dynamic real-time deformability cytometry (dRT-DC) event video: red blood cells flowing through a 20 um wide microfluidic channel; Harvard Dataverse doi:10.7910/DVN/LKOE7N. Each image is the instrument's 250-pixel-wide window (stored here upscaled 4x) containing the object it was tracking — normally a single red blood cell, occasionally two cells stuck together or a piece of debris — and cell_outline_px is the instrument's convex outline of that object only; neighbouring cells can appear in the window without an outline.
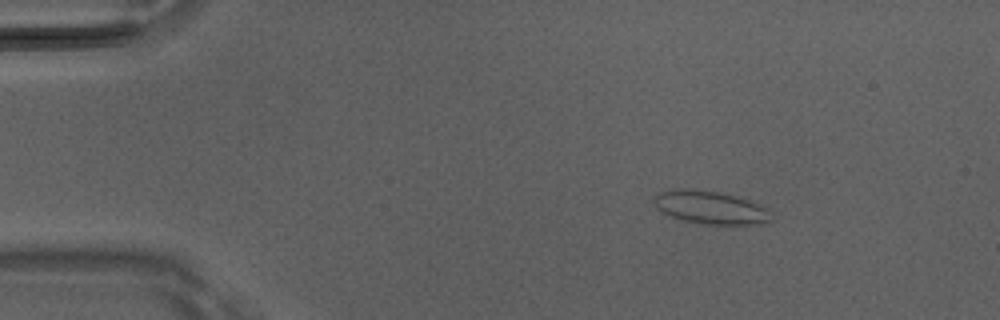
{"species": "Egyptian fruit bat (a non-hibernating species)", "species_latin": "Rousettus aegyptiacus", "temperature_condition": "room temperature", "stored_images_in_passage": 5, "camera_frame_rate_fps": 3000, "um_per_image_px": 0.085, "animal": {"sex": "male"}, "frame": {"image": 1, "passage_image": 3, "time_ms": 0.667, "image_size_px": [1000, 320], "cell_outline_px": [[772, 220], [768, 224], [708, 224], [680, 220], [660, 212], [656, 208], [652, 200], [652, 196], [660, 192], [680, 188], [688, 188], [716, 192], [736, 196], [752, 200], [764, 208]], "centroid_in_image_um": [60.32, 17.63], "position_along_channel_um": 24.7, "area_um2": 22.66}}